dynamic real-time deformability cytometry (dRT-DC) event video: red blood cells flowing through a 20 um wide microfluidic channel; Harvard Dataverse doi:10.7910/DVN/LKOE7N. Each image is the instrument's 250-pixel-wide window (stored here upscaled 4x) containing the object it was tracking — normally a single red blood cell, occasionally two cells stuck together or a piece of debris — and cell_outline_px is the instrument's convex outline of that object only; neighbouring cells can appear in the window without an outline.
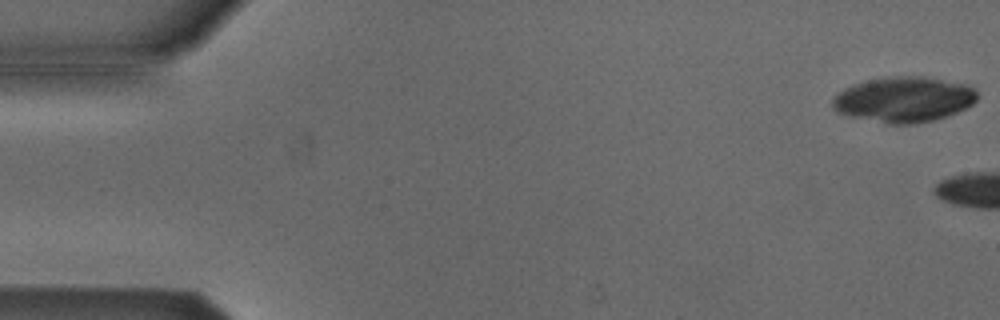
{"species": "Egyptian fruit bat (a non-hibernating species)", "species_latin": "Rousettus aegyptiacus", "temperature_condition": "cold", "stored_images_in_passage": 13, "camera_frame_rate_fps": 3000, "um_per_image_px": 0.085, "animal": {"sex": "male"}, "frame": {"image": 1, "passage_image": 1, "time_ms": 0.0, "image_size_px": [1000, 320], "cell_outline_px": [[976, 100], [972, 104], [956, 112], [932, 120], [912, 124], [888, 124], [848, 116], [836, 112], [832, 108], [832, 100], [844, 88], [868, 80], [900, 76], [920, 76], [964, 84], [972, 88], [976, 92]], "centroid_in_image_um": [76.78, 8.47], "position_along_channel_um": 8.2, "area_um2": 37.69}}